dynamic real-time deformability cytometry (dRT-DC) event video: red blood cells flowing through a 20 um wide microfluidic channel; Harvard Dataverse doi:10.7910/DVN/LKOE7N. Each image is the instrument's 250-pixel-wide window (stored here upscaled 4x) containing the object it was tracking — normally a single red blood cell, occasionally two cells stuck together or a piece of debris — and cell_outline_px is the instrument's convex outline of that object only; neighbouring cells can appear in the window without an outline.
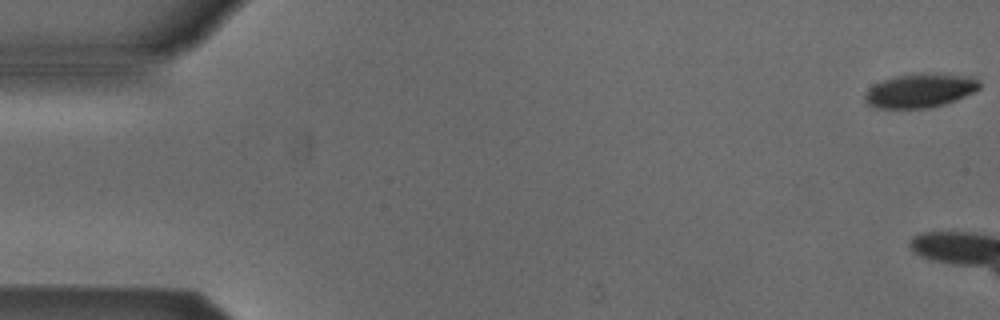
{"species": "Egyptian fruit bat (a non-hibernating species)", "species_latin": "Rousettus aegyptiacus", "temperature_condition": "cold", "stored_images_in_passage": 7, "camera_frame_rate_fps": 3000, "um_per_image_px": 0.085, "animal": {"sex": "male"}, "frame": {"image": 1, "passage_image": 1, "time_ms": 0.0, "image_size_px": [1000, 320], "cell_outline_px": [[980, 88], [956, 100], [944, 104], [928, 108], [880, 108], [868, 104], [864, 100], [864, 92], [868, 88], [884, 80], [896, 76], [916, 72], [936, 72], [972, 76], [980, 80]], "centroid_in_image_um": [78.23, 7.67], "position_along_channel_um": 6.8, "area_um2": 23.06}}
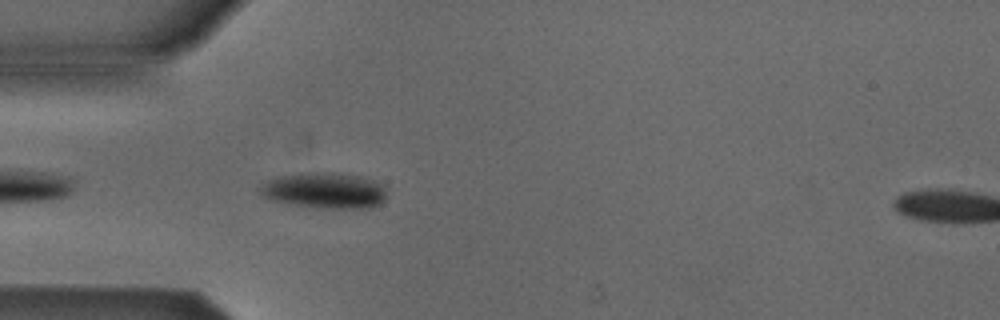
{"frame": {"image": 2, "passage_image": 6, "time_ms": 6.667, "image_size_px": [1000, 320], "cell_outline_px": [[388, 188], [384, 200], [380, 204], [372, 208], [316, 208], [288, 204], [272, 200], [264, 196], [260, 192], [260, 184], [276, 176], [304, 172], [332, 172], [360, 176], [384, 184]], "centroid_in_image_um": [27.61, 16.19], "position_along_channel_um": 57.4, "area_um2": 26.99}}